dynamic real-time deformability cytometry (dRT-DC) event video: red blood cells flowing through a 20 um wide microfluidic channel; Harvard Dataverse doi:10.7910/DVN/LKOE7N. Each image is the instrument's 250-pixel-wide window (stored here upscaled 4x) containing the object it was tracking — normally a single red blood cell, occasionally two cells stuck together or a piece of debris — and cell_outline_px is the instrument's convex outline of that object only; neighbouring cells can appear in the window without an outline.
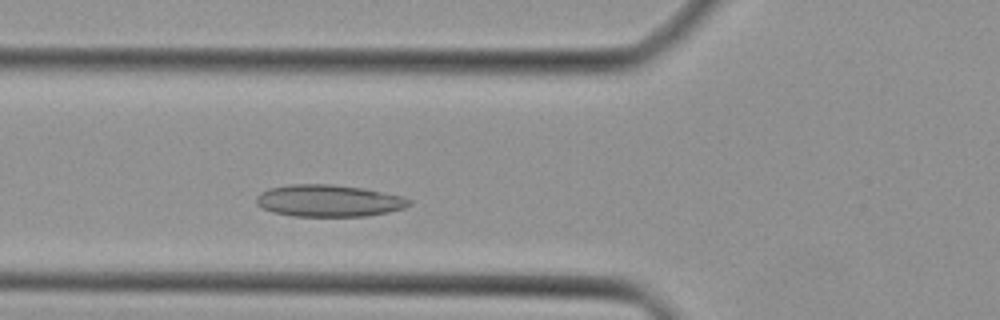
{"species": "Egyptian fruit bat (a non-hibernating species)", "species_latin": "Rousettus aegyptiacus", "temperature_condition": "cold", "stored_images_in_passage": 27, "camera_frame_rate_fps": 3000, "um_per_image_px": 0.085, "animal": {"sex": "female"}, "frame": {"image": 1, "passage_image": 5, "time_ms": 1.333, "image_size_px": [1000, 320], "cell_outline_px": [[412, 204], [404, 208], [388, 212], [368, 216], [296, 216], [272, 212], [256, 204], [256, 196], [260, 192], [268, 188], [288, 184], [332, 184], [364, 188], [404, 196], [412, 200]], "centroid_in_image_um": [27.96, 17.05], "position_along_channel_um": 97.8, "area_um2": 28.73}}
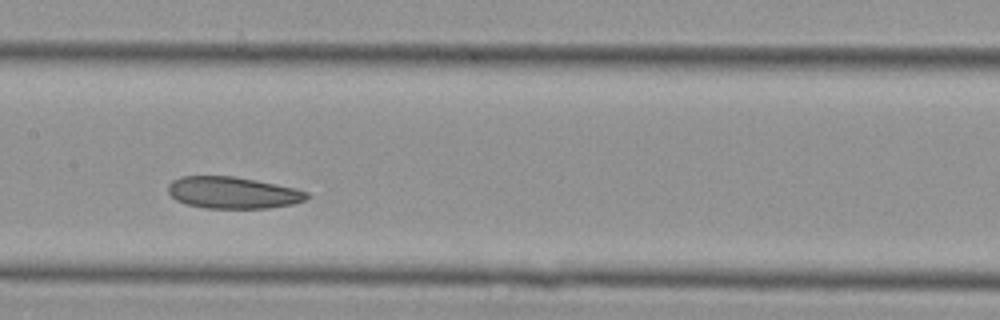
{"frame": {"image": 2, "passage_image": 11, "time_ms": 3.333, "image_size_px": [1000, 320], "cell_outline_px": [[308, 196], [304, 200], [292, 204], [268, 208], [204, 208], [188, 204], [176, 200], [168, 192], [168, 184], [172, 180], [180, 176], [232, 176], [256, 180], [296, 188], [308, 192]], "centroid_in_image_um": [19.77, 16.37], "position_along_channel_um": 187.6, "area_um2": 25.61}}
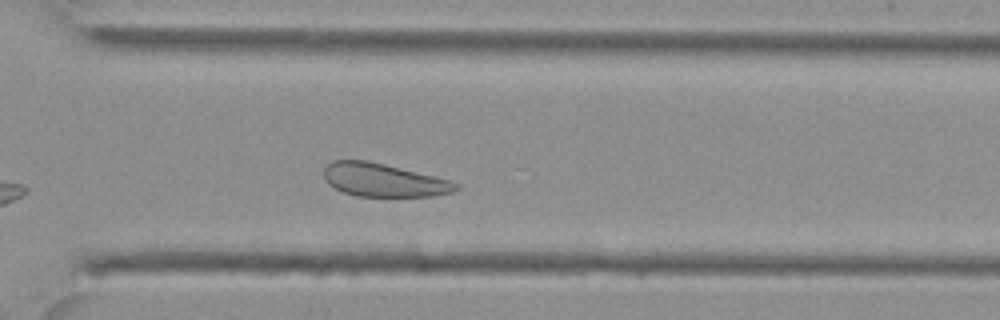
{"frame": {"image": 3, "passage_image": 21, "time_ms": 6.667, "image_size_px": [1000, 320], "cell_outline_px": [[460, 188], [452, 192], [432, 196], [356, 196], [344, 192], [328, 184], [324, 180], [324, 168], [332, 160], [368, 160], [436, 176], [452, 180], [460, 184]], "centroid_in_image_um": [32.63, 15.3], "position_along_channel_um": 338.0, "area_um2": 25.72}}